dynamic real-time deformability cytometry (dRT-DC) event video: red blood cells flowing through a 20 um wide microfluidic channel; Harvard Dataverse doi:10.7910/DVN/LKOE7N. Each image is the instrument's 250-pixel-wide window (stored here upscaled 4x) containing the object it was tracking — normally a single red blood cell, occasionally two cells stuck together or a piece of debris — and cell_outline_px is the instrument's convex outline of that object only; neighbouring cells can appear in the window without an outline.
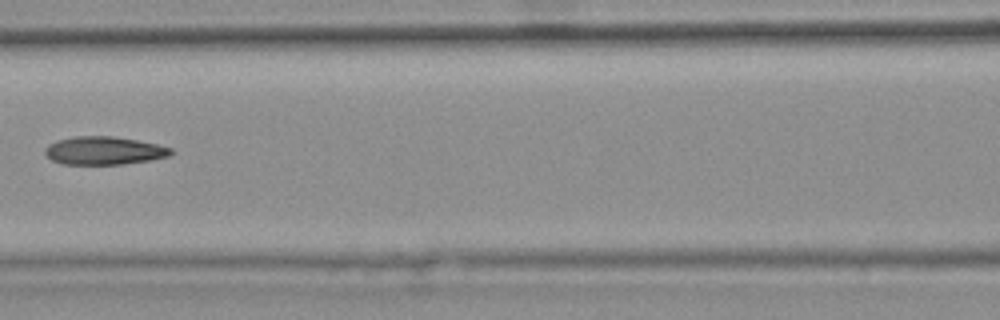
{"species": "common noctule bat (a hibernating species)", "species_latin": "Nyctalus noctula", "temperature_condition": "warm", "stored_images_in_passage": 6, "camera_frame_rate_fps": 3000, "um_per_image_px": 0.085, "animal": {"sex": "female", "body_mass_g": 25.1}, "frame": {"image": 1, "passage_image": 5, "time_ms": 1.333, "image_size_px": [1000, 320], "cell_outline_px": [[176, 152], [168, 156], [148, 160], [124, 164], [64, 164], [52, 160], [44, 152], [44, 148], [48, 144], [56, 140], [76, 136], [112, 136], [136, 140], [156, 144], [172, 148]], "centroid_in_image_um": [8.83, 12.8], "position_along_channel_um": 157.8, "area_um2": 20.58}}